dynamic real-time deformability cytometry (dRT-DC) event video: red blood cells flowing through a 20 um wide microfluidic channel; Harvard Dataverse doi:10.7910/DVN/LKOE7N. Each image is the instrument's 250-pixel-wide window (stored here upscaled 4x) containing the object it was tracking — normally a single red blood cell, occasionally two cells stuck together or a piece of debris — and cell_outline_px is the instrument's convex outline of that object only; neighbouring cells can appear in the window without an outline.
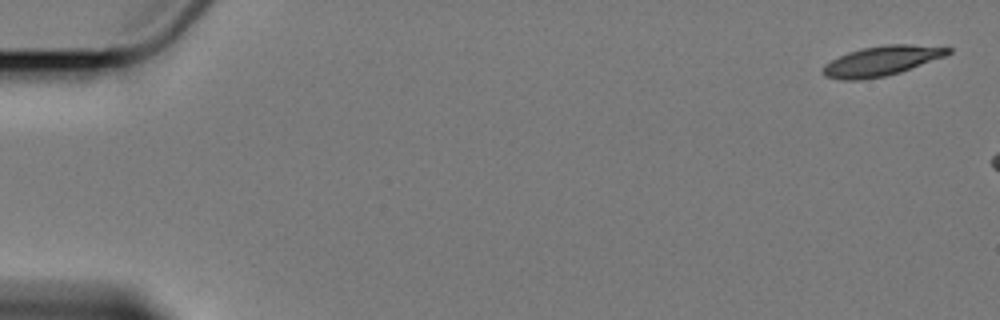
{"species": "Egyptian fruit bat (a non-hibernating species)", "species_latin": "Rousettus aegyptiacus", "temperature_condition": "cold", "stored_images_in_passage": 3, "camera_frame_rate_fps": 3000, "um_per_image_px": 0.085, "animal": {"sex": "female"}, "frame": {"image": 1, "passage_image": 1, "time_ms": 0.0, "image_size_px": [1000, 320], "cell_outline_px": [[952, 52], [944, 56], [900, 72], [884, 76], [860, 80], [840, 80], [824, 76], [824, 64], [848, 52], [860, 48], [884, 44], [908, 44], [952, 48]], "centroid_in_image_um": [74.91, 5.17], "position_along_channel_um": 10.1, "area_um2": 21.5}}